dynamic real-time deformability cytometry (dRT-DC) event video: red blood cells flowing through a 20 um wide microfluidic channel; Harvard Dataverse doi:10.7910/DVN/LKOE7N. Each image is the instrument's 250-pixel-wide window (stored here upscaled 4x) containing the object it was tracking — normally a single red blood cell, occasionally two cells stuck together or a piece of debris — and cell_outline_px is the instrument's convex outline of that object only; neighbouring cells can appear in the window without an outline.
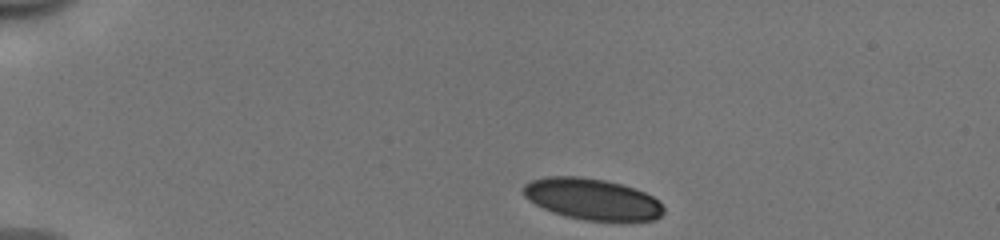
{"species": "human", "species_latin": "Homo sapiens", "temperature_condition": "cold", "stored_images_in_passage": 39, "camera_frame_rate_fps": 3000, "um_per_image_px": 0.085, "donor": {"sex": "male"}, "frame": {"image": 1, "passage_image": 1, "time_ms": 0.0, "image_size_px": [1000, 240], "cell_outline_px": [[664, 212], [656, 220], [584, 220], [552, 212], [528, 200], [524, 196], [524, 184], [532, 180], [544, 176], [580, 176], [604, 180], [636, 188], [652, 196], [664, 208]], "centroid_in_image_um": [50.32, 16.91], "position_along_channel_um": 34.7, "area_um2": 33.47}}
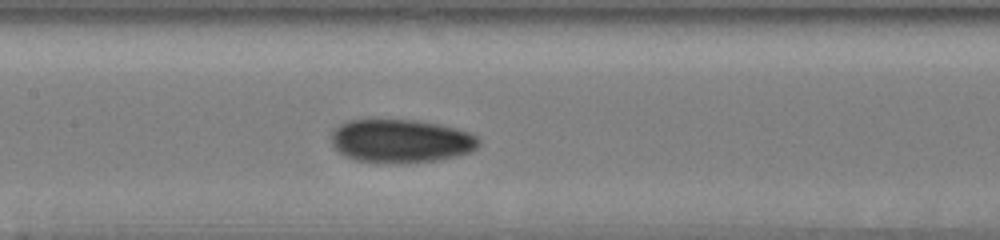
{"frame": {"image": 2, "passage_image": 17, "time_ms": 5.333, "image_size_px": [1000, 240], "cell_outline_px": [[480, 144], [472, 152], [456, 156], [436, 160], [404, 164], [396, 164], [356, 160], [344, 156], [332, 144], [332, 132], [340, 124], [348, 120], [416, 120], [440, 124], [468, 132], [480, 136]], "centroid_in_image_um": [34.11, 11.99], "position_along_channel_um": 173.3, "area_um2": 37.57}}
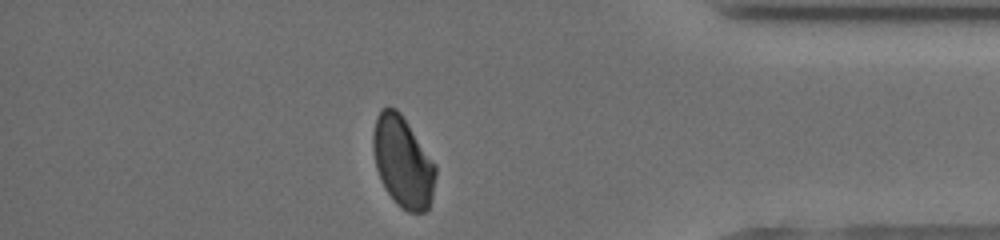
{"frame": {"image": 3, "passage_image": 34, "time_ms": 11.0, "image_size_px": [1000, 240], "cell_outline_px": [[436, 176], [432, 196], [428, 208], [424, 212], [408, 212], [400, 208], [396, 204], [384, 188], [380, 180], [376, 168], [372, 148], [372, 132], [376, 116], [380, 108], [396, 108], [400, 112], [436, 164]], "centroid_in_image_um": [34.22, 13.76], "position_along_channel_um": 401.0, "area_um2": 33.41}, "authors_computed_cell_mechanics": {"area_um2": 35.3736, "velocity_mm_per_s": 3.9551, "shape_relaxation_time_tau1_ms": 6.7091, "shape_relaxation_time_tau2_ms": 3.5376, "deformation_change_tau1": 0.1325, "deformation_change_tau2": 0.0715}}